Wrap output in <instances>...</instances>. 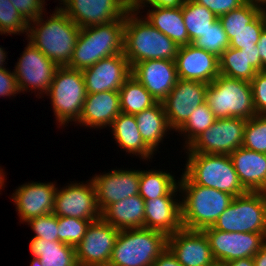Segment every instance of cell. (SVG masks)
<instances>
[{"label":"cell","mask_w":266,"mask_h":266,"mask_svg":"<svg viewBox=\"0 0 266 266\" xmlns=\"http://www.w3.org/2000/svg\"><path fill=\"white\" fill-rule=\"evenodd\" d=\"M54 13V14H53ZM47 19L43 13L28 23V40L58 67L67 66L81 28L59 7ZM45 20V21H44Z\"/></svg>","instance_id":"6da1fadb"},{"label":"cell","mask_w":266,"mask_h":266,"mask_svg":"<svg viewBox=\"0 0 266 266\" xmlns=\"http://www.w3.org/2000/svg\"><path fill=\"white\" fill-rule=\"evenodd\" d=\"M138 13L131 8L125 15L124 55L131 68L146 60L175 61L179 46Z\"/></svg>","instance_id":"7a4b0ae2"},{"label":"cell","mask_w":266,"mask_h":266,"mask_svg":"<svg viewBox=\"0 0 266 266\" xmlns=\"http://www.w3.org/2000/svg\"><path fill=\"white\" fill-rule=\"evenodd\" d=\"M177 181L179 192L184 195L181 198V219L184 229L202 231L213 226L234 199L229 193L193 183L184 173Z\"/></svg>","instance_id":"3957f363"},{"label":"cell","mask_w":266,"mask_h":266,"mask_svg":"<svg viewBox=\"0 0 266 266\" xmlns=\"http://www.w3.org/2000/svg\"><path fill=\"white\" fill-rule=\"evenodd\" d=\"M125 18L81 28L68 68L83 71L99 60L124 52Z\"/></svg>","instance_id":"277c9868"},{"label":"cell","mask_w":266,"mask_h":266,"mask_svg":"<svg viewBox=\"0 0 266 266\" xmlns=\"http://www.w3.org/2000/svg\"><path fill=\"white\" fill-rule=\"evenodd\" d=\"M184 174L195 184L237 197L248 191L242 186L233 162L226 154L187 153Z\"/></svg>","instance_id":"5b68a950"},{"label":"cell","mask_w":266,"mask_h":266,"mask_svg":"<svg viewBox=\"0 0 266 266\" xmlns=\"http://www.w3.org/2000/svg\"><path fill=\"white\" fill-rule=\"evenodd\" d=\"M167 247V236L156 230H120L108 266H153Z\"/></svg>","instance_id":"8992f818"},{"label":"cell","mask_w":266,"mask_h":266,"mask_svg":"<svg viewBox=\"0 0 266 266\" xmlns=\"http://www.w3.org/2000/svg\"><path fill=\"white\" fill-rule=\"evenodd\" d=\"M205 102L216 119L256 115L249 81L219 75L208 84Z\"/></svg>","instance_id":"52a82bcc"},{"label":"cell","mask_w":266,"mask_h":266,"mask_svg":"<svg viewBox=\"0 0 266 266\" xmlns=\"http://www.w3.org/2000/svg\"><path fill=\"white\" fill-rule=\"evenodd\" d=\"M46 94L51 98L53 112L60 126L77 122L87 94L82 71L67 66L58 67Z\"/></svg>","instance_id":"ba28073f"},{"label":"cell","mask_w":266,"mask_h":266,"mask_svg":"<svg viewBox=\"0 0 266 266\" xmlns=\"http://www.w3.org/2000/svg\"><path fill=\"white\" fill-rule=\"evenodd\" d=\"M227 232L263 233L266 236V192L234 197L212 226Z\"/></svg>","instance_id":"9c48e42d"},{"label":"cell","mask_w":266,"mask_h":266,"mask_svg":"<svg viewBox=\"0 0 266 266\" xmlns=\"http://www.w3.org/2000/svg\"><path fill=\"white\" fill-rule=\"evenodd\" d=\"M247 120L240 117L216 119L186 149V153L230 155L242 147Z\"/></svg>","instance_id":"30bf717a"},{"label":"cell","mask_w":266,"mask_h":266,"mask_svg":"<svg viewBox=\"0 0 266 266\" xmlns=\"http://www.w3.org/2000/svg\"><path fill=\"white\" fill-rule=\"evenodd\" d=\"M206 235L216 263L224 264L232 260L254 257L266 244L263 233L227 232L212 226L202 230Z\"/></svg>","instance_id":"8fae6325"},{"label":"cell","mask_w":266,"mask_h":266,"mask_svg":"<svg viewBox=\"0 0 266 266\" xmlns=\"http://www.w3.org/2000/svg\"><path fill=\"white\" fill-rule=\"evenodd\" d=\"M60 8L80 28L106 24L120 18L132 8L131 0H60Z\"/></svg>","instance_id":"7c38bea8"},{"label":"cell","mask_w":266,"mask_h":266,"mask_svg":"<svg viewBox=\"0 0 266 266\" xmlns=\"http://www.w3.org/2000/svg\"><path fill=\"white\" fill-rule=\"evenodd\" d=\"M70 183L56 190L53 213L57 217H72L96 221L101 218L93 181Z\"/></svg>","instance_id":"4fadbf2b"},{"label":"cell","mask_w":266,"mask_h":266,"mask_svg":"<svg viewBox=\"0 0 266 266\" xmlns=\"http://www.w3.org/2000/svg\"><path fill=\"white\" fill-rule=\"evenodd\" d=\"M58 66L28 41L14 73L20 93L29 90L38 95L46 94ZM22 91V92H21Z\"/></svg>","instance_id":"5bb4252c"},{"label":"cell","mask_w":266,"mask_h":266,"mask_svg":"<svg viewBox=\"0 0 266 266\" xmlns=\"http://www.w3.org/2000/svg\"><path fill=\"white\" fill-rule=\"evenodd\" d=\"M119 230L102 218L90 223L75 246L78 266H108Z\"/></svg>","instance_id":"9a60e30c"},{"label":"cell","mask_w":266,"mask_h":266,"mask_svg":"<svg viewBox=\"0 0 266 266\" xmlns=\"http://www.w3.org/2000/svg\"><path fill=\"white\" fill-rule=\"evenodd\" d=\"M208 84L178 79L174 88L162 101L167 121L175 132L187 121L192 112L206 101Z\"/></svg>","instance_id":"2e32d148"},{"label":"cell","mask_w":266,"mask_h":266,"mask_svg":"<svg viewBox=\"0 0 266 266\" xmlns=\"http://www.w3.org/2000/svg\"><path fill=\"white\" fill-rule=\"evenodd\" d=\"M87 94L119 91L132 75L131 66L123 53L103 58L82 71Z\"/></svg>","instance_id":"e0dca14e"},{"label":"cell","mask_w":266,"mask_h":266,"mask_svg":"<svg viewBox=\"0 0 266 266\" xmlns=\"http://www.w3.org/2000/svg\"><path fill=\"white\" fill-rule=\"evenodd\" d=\"M167 248L182 266H213V257L209 241L201 230L182 228L167 236Z\"/></svg>","instance_id":"ac0fdd59"},{"label":"cell","mask_w":266,"mask_h":266,"mask_svg":"<svg viewBox=\"0 0 266 266\" xmlns=\"http://www.w3.org/2000/svg\"><path fill=\"white\" fill-rule=\"evenodd\" d=\"M101 213L111 204L139 194L140 170H118L91 178Z\"/></svg>","instance_id":"d6986e66"},{"label":"cell","mask_w":266,"mask_h":266,"mask_svg":"<svg viewBox=\"0 0 266 266\" xmlns=\"http://www.w3.org/2000/svg\"><path fill=\"white\" fill-rule=\"evenodd\" d=\"M56 184L31 182L20 185L11 197L23 224L30 219L53 213Z\"/></svg>","instance_id":"ffe728a7"},{"label":"cell","mask_w":266,"mask_h":266,"mask_svg":"<svg viewBox=\"0 0 266 266\" xmlns=\"http://www.w3.org/2000/svg\"><path fill=\"white\" fill-rule=\"evenodd\" d=\"M131 73L157 102L168 96L178 80L175 61L167 59L136 63Z\"/></svg>","instance_id":"44dd1931"},{"label":"cell","mask_w":266,"mask_h":266,"mask_svg":"<svg viewBox=\"0 0 266 266\" xmlns=\"http://www.w3.org/2000/svg\"><path fill=\"white\" fill-rule=\"evenodd\" d=\"M178 79L210 84L219 73V58L190 43L179 46L175 58Z\"/></svg>","instance_id":"7402d4cb"},{"label":"cell","mask_w":266,"mask_h":266,"mask_svg":"<svg viewBox=\"0 0 266 266\" xmlns=\"http://www.w3.org/2000/svg\"><path fill=\"white\" fill-rule=\"evenodd\" d=\"M175 197L162 196L145 200L144 228L160 231L166 236L181 230V201Z\"/></svg>","instance_id":"603a6c76"},{"label":"cell","mask_w":266,"mask_h":266,"mask_svg":"<svg viewBox=\"0 0 266 266\" xmlns=\"http://www.w3.org/2000/svg\"><path fill=\"white\" fill-rule=\"evenodd\" d=\"M120 113L119 91L86 94L82 113L76 123L94 129L110 127Z\"/></svg>","instance_id":"cb8c5ba5"},{"label":"cell","mask_w":266,"mask_h":266,"mask_svg":"<svg viewBox=\"0 0 266 266\" xmlns=\"http://www.w3.org/2000/svg\"><path fill=\"white\" fill-rule=\"evenodd\" d=\"M242 186L248 192H266V154L239 147L230 155Z\"/></svg>","instance_id":"d4e9b609"},{"label":"cell","mask_w":266,"mask_h":266,"mask_svg":"<svg viewBox=\"0 0 266 266\" xmlns=\"http://www.w3.org/2000/svg\"><path fill=\"white\" fill-rule=\"evenodd\" d=\"M261 71L259 49L228 47L219 58V73L231 78L251 81Z\"/></svg>","instance_id":"484cf974"},{"label":"cell","mask_w":266,"mask_h":266,"mask_svg":"<svg viewBox=\"0 0 266 266\" xmlns=\"http://www.w3.org/2000/svg\"><path fill=\"white\" fill-rule=\"evenodd\" d=\"M145 200L139 195L130 196L109 205L101 218L116 229L144 228Z\"/></svg>","instance_id":"4316f807"},{"label":"cell","mask_w":266,"mask_h":266,"mask_svg":"<svg viewBox=\"0 0 266 266\" xmlns=\"http://www.w3.org/2000/svg\"><path fill=\"white\" fill-rule=\"evenodd\" d=\"M110 128L116 143L124 151L150 161L154 151L142 139L134 115L121 112Z\"/></svg>","instance_id":"83f0119b"},{"label":"cell","mask_w":266,"mask_h":266,"mask_svg":"<svg viewBox=\"0 0 266 266\" xmlns=\"http://www.w3.org/2000/svg\"><path fill=\"white\" fill-rule=\"evenodd\" d=\"M145 18L160 32L178 46L190 44V39L182 16V6L177 8L152 7Z\"/></svg>","instance_id":"f1b7e54d"},{"label":"cell","mask_w":266,"mask_h":266,"mask_svg":"<svg viewBox=\"0 0 266 266\" xmlns=\"http://www.w3.org/2000/svg\"><path fill=\"white\" fill-rule=\"evenodd\" d=\"M135 119L144 142L155 152L170 128L162 102L136 113Z\"/></svg>","instance_id":"f546056e"},{"label":"cell","mask_w":266,"mask_h":266,"mask_svg":"<svg viewBox=\"0 0 266 266\" xmlns=\"http://www.w3.org/2000/svg\"><path fill=\"white\" fill-rule=\"evenodd\" d=\"M29 250L44 266H78L75 247L60 241L33 237Z\"/></svg>","instance_id":"4dcf8cb0"},{"label":"cell","mask_w":266,"mask_h":266,"mask_svg":"<svg viewBox=\"0 0 266 266\" xmlns=\"http://www.w3.org/2000/svg\"><path fill=\"white\" fill-rule=\"evenodd\" d=\"M179 182L169 172L159 170H141L139 195L144 199H155L162 196H176Z\"/></svg>","instance_id":"1f68e13d"},{"label":"cell","mask_w":266,"mask_h":266,"mask_svg":"<svg viewBox=\"0 0 266 266\" xmlns=\"http://www.w3.org/2000/svg\"><path fill=\"white\" fill-rule=\"evenodd\" d=\"M120 109L122 113L135 115L157 103L155 98L132 75L119 90Z\"/></svg>","instance_id":"d6a6232c"},{"label":"cell","mask_w":266,"mask_h":266,"mask_svg":"<svg viewBox=\"0 0 266 266\" xmlns=\"http://www.w3.org/2000/svg\"><path fill=\"white\" fill-rule=\"evenodd\" d=\"M182 16L190 43H193L197 38L202 37V34L211 28L218 20V17L208 8L193 0H183Z\"/></svg>","instance_id":"836d02e7"},{"label":"cell","mask_w":266,"mask_h":266,"mask_svg":"<svg viewBox=\"0 0 266 266\" xmlns=\"http://www.w3.org/2000/svg\"><path fill=\"white\" fill-rule=\"evenodd\" d=\"M216 120L214 113L211 111L207 103L198 106L187 121L177 130L184 134L186 139L184 145L186 148L199 137L207 128H209Z\"/></svg>","instance_id":"e575fe53"},{"label":"cell","mask_w":266,"mask_h":266,"mask_svg":"<svg viewBox=\"0 0 266 266\" xmlns=\"http://www.w3.org/2000/svg\"><path fill=\"white\" fill-rule=\"evenodd\" d=\"M264 7L247 1L241 7L218 17L225 32H239L253 22L262 12Z\"/></svg>","instance_id":"d590c367"},{"label":"cell","mask_w":266,"mask_h":266,"mask_svg":"<svg viewBox=\"0 0 266 266\" xmlns=\"http://www.w3.org/2000/svg\"><path fill=\"white\" fill-rule=\"evenodd\" d=\"M266 27V13L263 11L253 22L239 32H226L229 47L236 49L254 48Z\"/></svg>","instance_id":"8d00e7d4"},{"label":"cell","mask_w":266,"mask_h":266,"mask_svg":"<svg viewBox=\"0 0 266 266\" xmlns=\"http://www.w3.org/2000/svg\"><path fill=\"white\" fill-rule=\"evenodd\" d=\"M242 147L266 154V115H255L247 120Z\"/></svg>","instance_id":"74e56055"},{"label":"cell","mask_w":266,"mask_h":266,"mask_svg":"<svg viewBox=\"0 0 266 266\" xmlns=\"http://www.w3.org/2000/svg\"><path fill=\"white\" fill-rule=\"evenodd\" d=\"M192 44L220 58L229 47V39L218 19L211 28L202 34V37L197 38Z\"/></svg>","instance_id":"f35d334b"},{"label":"cell","mask_w":266,"mask_h":266,"mask_svg":"<svg viewBox=\"0 0 266 266\" xmlns=\"http://www.w3.org/2000/svg\"><path fill=\"white\" fill-rule=\"evenodd\" d=\"M28 22L15 9L10 0H0V34L27 35ZM25 32V33H24Z\"/></svg>","instance_id":"ab89813d"},{"label":"cell","mask_w":266,"mask_h":266,"mask_svg":"<svg viewBox=\"0 0 266 266\" xmlns=\"http://www.w3.org/2000/svg\"><path fill=\"white\" fill-rule=\"evenodd\" d=\"M91 222L79 218L58 217L59 241L75 247L83 239Z\"/></svg>","instance_id":"60d3db41"},{"label":"cell","mask_w":266,"mask_h":266,"mask_svg":"<svg viewBox=\"0 0 266 266\" xmlns=\"http://www.w3.org/2000/svg\"><path fill=\"white\" fill-rule=\"evenodd\" d=\"M35 233V238L59 241L58 217L54 213L39 216L26 222Z\"/></svg>","instance_id":"b9f144b4"},{"label":"cell","mask_w":266,"mask_h":266,"mask_svg":"<svg viewBox=\"0 0 266 266\" xmlns=\"http://www.w3.org/2000/svg\"><path fill=\"white\" fill-rule=\"evenodd\" d=\"M250 84L256 115H266V70L257 72Z\"/></svg>","instance_id":"7bdbcfd3"},{"label":"cell","mask_w":266,"mask_h":266,"mask_svg":"<svg viewBox=\"0 0 266 266\" xmlns=\"http://www.w3.org/2000/svg\"><path fill=\"white\" fill-rule=\"evenodd\" d=\"M16 10L29 23L44 13L45 0H10Z\"/></svg>","instance_id":"ee69618b"},{"label":"cell","mask_w":266,"mask_h":266,"mask_svg":"<svg viewBox=\"0 0 266 266\" xmlns=\"http://www.w3.org/2000/svg\"><path fill=\"white\" fill-rule=\"evenodd\" d=\"M208 8L217 17L241 7L247 0H193Z\"/></svg>","instance_id":"f6af8a7d"},{"label":"cell","mask_w":266,"mask_h":266,"mask_svg":"<svg viewBox=\"0 0 266 266\" xmlns=\"http://www.w3.org/2000/svg\"><path fill=\"white\" fill-rule=\"evenodd\" d=\"M20 93L15 73L7 70L6 67L0 68V97L16 96Z\"/></svg>","instance_id":"bcb514c9"},{"label":"cell","mask_w":266,"mask_h":266,"mask_svg":"<svg viewBox=\"0 0 266 266\" xmlns=\"http://www.w3.org/2000/svg\"><path fill=\"white\" fill-rule=\"evenodd\" d=\"M182 3H183V0H131L132 8H135L139 12H140V9H143V7L151 6V7L177 8V7L182 6Z\"/></svg>","instance_id":"7dc6e473"},{"label":"cell","mask_w":266,"mask_h":266,"mask_svg":"<svg viewBox=\"0 0 266 266\" xmlns=\"http://www.w3.org/2000/svg\"><path fill=\"white\" fill-rule=\"evenodd\" d=\"M153 266H182L173 253L166 247L163 252L156 258Z\"/></svg>","instance_id":"c3c4849f"},{"label":"cell","mask_w":266,"mask_h":266,"mask_svg":"<svg viewBox=\"0 0 266 266\" xmlns=\"http://www.w3.org/2000/svg\"><path fill=\"white\" fill-rule=\"evenodd\" d=\"M256 46L259 49V56L261 59V71L266 70V27L261 32L259 41Z\"/></svg>","instance_id":"681fc988"},{"label":"cell","mask_w":266,"mask_h":266,"mask_svg":"<svg viewBox=\"0 0 266 266\" xmlns=\"http://www.w3.org/2000/svg\"><path fill=\"white\" fill-rule=\"evenodd\" d=\"M222 265L223 266H255L253 257L232 260Z\"/></svg>","instance_id":"f907efd6"},{"label":"cell","mask_w":266,"mask_h":266,"mask_svg":"<svg viewBox=\"0 0 266 266\" xmlns=\"http://www.w3.org/2000/svg\"><path fill=\"white\" fill-rule=\"evenodd\" d=\"M255 266H266V244L253 257Z\"/></svg>","instance_id":"816d5d0a"},{"label":"cell","mask_w":266,"mask_h":266,"mask_svg":"<svg viewBox=\"0 0 266 266\" xmlns=\"http://www.w3.org/2000/svg\"><path fill=\"white\" fill-rule=\"evenodd\" d=\"M5 48H2V46L0 47V68H3L5 66H3L5 63V59H6V55L7 53L4 50Z\"/></svg>","instance_id":"f5cc1de1"},{"label":"cell","mask_w":266,"mask_h":266,"mask_svg":"<svg viewBox=\"0 0 266 266\" xmlns=\"http://www.w3.org/2000/svg\"><path fill=\"white\" fill-rule=\"evenodd\" d=\"M5 173L3 172V169H1V167H0V190H1V188H3V187H5L4 185H5V181L4 180H6L5 179V175H4Z\"/></svg>","instance_id":"db71d44e"},{"label":"cell","mask_w":266,"mask_h":266,"mask_svg":"<svg viewBox=\"0 0 266 266\" xmlns=\"http://www.w3.org/2000/svg\"><path fill=\"white\" fill-rule=\"evenodd\" d=\"M30 266H44L39 258L33 257Z\"/></svg>","instance_id":"11a10c76"},{"label":"cell","mask_w":266,"mask_h":266,"mask_svg":"<svg viewBox=\"0 0 266 266\" xmlns=\"http://www.w3.org/2000/svg\"><path fill=\"white\" fill-rule=\"evenodd\" d=\"M247 1H251L254 4H258V5H261L263 7H266V0H247Z\"/></svg>","instance_id":"9f6ffc18"},{"label":"cell","mask_w":266,"mask_h":266,"mask_svg":"<svg viewBox=\"0 0 266 266\" xmlns=\"http://www.w3.org/2000/svg\"><path fill=\"white\" fill-rule=\"evenodd\" d=\"M213 266H223L222 264L216 263Z\"/></svg>","instance_id":"6f0895ef"}]
</instances>
